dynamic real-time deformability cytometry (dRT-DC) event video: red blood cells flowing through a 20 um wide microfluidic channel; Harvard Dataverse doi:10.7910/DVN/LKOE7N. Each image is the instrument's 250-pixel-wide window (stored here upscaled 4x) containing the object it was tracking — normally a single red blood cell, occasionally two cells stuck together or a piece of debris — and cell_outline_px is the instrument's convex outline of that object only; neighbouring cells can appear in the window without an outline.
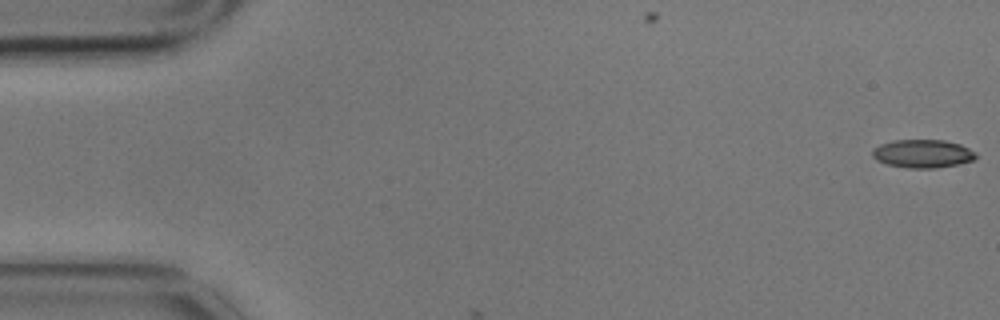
{"species": "common noctule bat (a hibernating species)", "species_latin": "Nyctalus noctula", "temperature_condition": "cold", "stored_images_in_passage": 3, "camera_frame_rate_fps": 3000, "um_per_image_px": 0.085, "animal": {"sex": "male", "body_mass_g": 17.9}, "frame": {"image": 1, "passage_image": 1, "time_ms": 0.0, "image_size_px": [1000, 320], "cell_outline_px": [[976, 156], [972, 160], [956, 164], [936, 168], [908, 168], [888, 164], [876, 160], [872, 156], [872, 148], [880, 144], [892, 140], [944, 140], [960, 144], [976, 152]], "centroid_in_image_um": [78.39, 13.05], "position_along_channel_um": 6.6, "area_um2": 16.99}}